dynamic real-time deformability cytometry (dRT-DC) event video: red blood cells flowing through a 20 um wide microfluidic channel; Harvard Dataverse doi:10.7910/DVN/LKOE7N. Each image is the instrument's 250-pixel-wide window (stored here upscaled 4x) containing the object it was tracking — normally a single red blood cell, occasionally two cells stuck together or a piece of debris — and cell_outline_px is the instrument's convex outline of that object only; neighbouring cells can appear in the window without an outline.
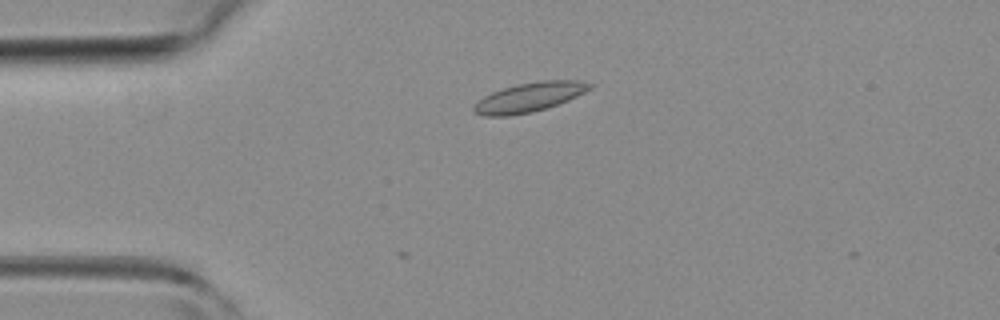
{"species": "common noctule bat (a hibernating species)", "species_latin": "Nyctalus noctula", "temperature_condition": "room temperature", "stored_images_in_passage": 3, "camera_frame_rate_fps": 3000, "um_per_image_px": 0.085, "animal": {"sex": "female", "body_mass_g": 19.3, "forearm_length_mm": 54.1}, "frame": {"image": 1, "passage_image": 1, "time_ms": 0.0, "image_size_px": [1000, 320], "cell_outline_px": [[596, 84], [592, 88], [568, 100], [532, 112], [508, 116], [484, 116], [476, 112], [472, 108], [484, 96], [492, 92], [516, 84], [544, 80], [584, 80]], "centroid_in_image_um": [45.05, 8.24], "position_along_channel_um": 40.0, "area_um2": 19.65}}
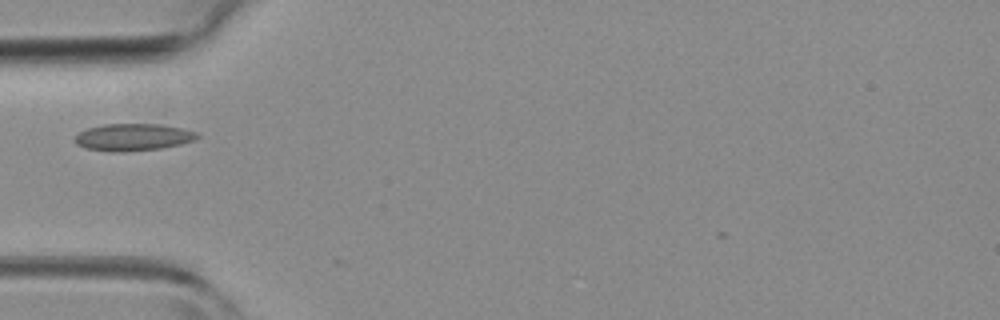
{"frame": {"image": 2, "passage_image": 2, "time_ms": 1.333, "image_size_px": [1000, 320], "cell_outline_px": [[200, 136], [192, 140], [180, 144], [160, 148], [112, 152], [84, 148], [76, 144], [72, 140], [80, 132], [88, 128], [104, 124], [160, 124], [180, 128], [196, 132]], "centroid_in_image_um": [11.25, 11.65], "position_along_channel_um": 73.7, "area_um2": 19.07}}
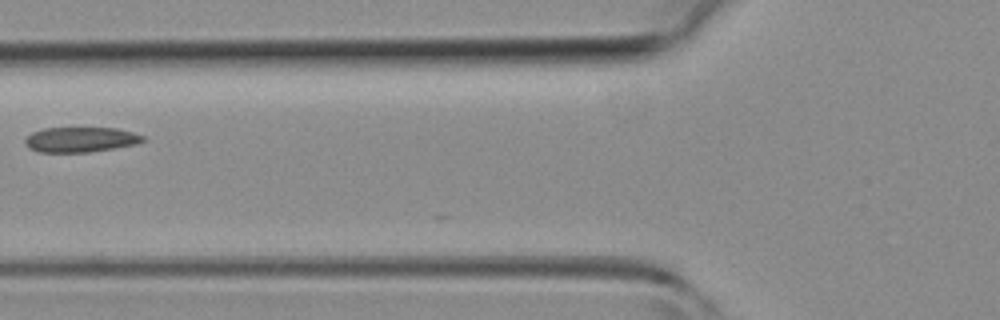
{"frame": {"image": 3, "passage_image": 3, "time_ms": 2.333, "image_size_px": [1000, 320], "cell_outline_px": [[144, 140], [136, 144], [88, 152], [40, 152], [28, 148], [24, 144], [24, 140], [32, 132], [44, 128], [116, 128], [132, 132], [144, 136]], "centroid_in_image_um": [6.81, 11.86], "position_along_channel_um": 119.0, "area_um2": 17.11}}